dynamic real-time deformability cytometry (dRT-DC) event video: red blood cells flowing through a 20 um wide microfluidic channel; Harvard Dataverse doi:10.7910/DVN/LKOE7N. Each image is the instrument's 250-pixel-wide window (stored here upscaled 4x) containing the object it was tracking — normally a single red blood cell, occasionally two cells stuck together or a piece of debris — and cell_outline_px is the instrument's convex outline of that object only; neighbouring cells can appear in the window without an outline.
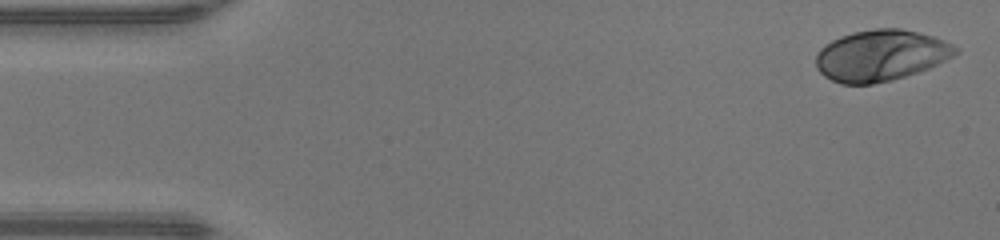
{"species": "human", "species_latin": "Homo sapiens", "temperature_condition": "warm", "stored_images_in_passage": 46, "camera_frame_rate_fps": 3000, "um_per_image_px": 0.085, "donor": {"sex": "male"}, "frame": {"image": 1, "passage_image": 1, "time_ms": 0.0, "image_size_px": [1000, 240], "cell_outline_px": [[960, 52], [928, 68], [892, 80], [872, 84], [840, 84], [824, 76], [816, 68], [816, 56], [820, 48], [824, 44], [840, 36], [852, 32], [876, 28], [900, 28], [920, 32], [944, 40], [960, 48]], "centroid_in_image_um": [74.85, 4.7], "position_along_channel_um": 10.1, "area_um2": 41.67}}
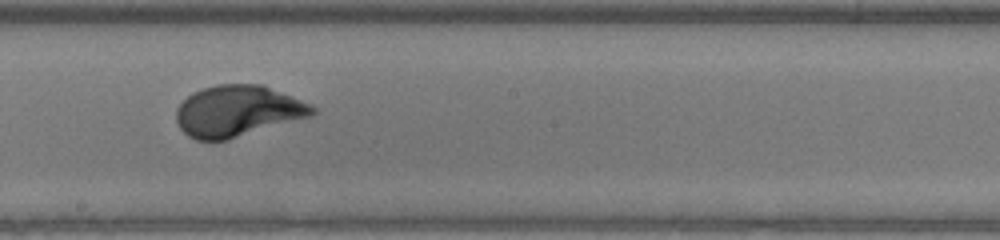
{"frame": {"image": 2, "passage_image": 25, "time_ms": 8.0, "image_size_px": [1000, 240], "cell_outline_px": [[316, 112], [312, 116], [228, 140], [196, 140], [188, 136], [180, 128], [176, 120], [176, 108], [192, 92], [216, 84], [260, 84], [308, 104], [316, 108]], "centroid_in_image_um": [20.16, 9.45], "position_along_channel_um": 228.0, "area_um2": 40.29}}
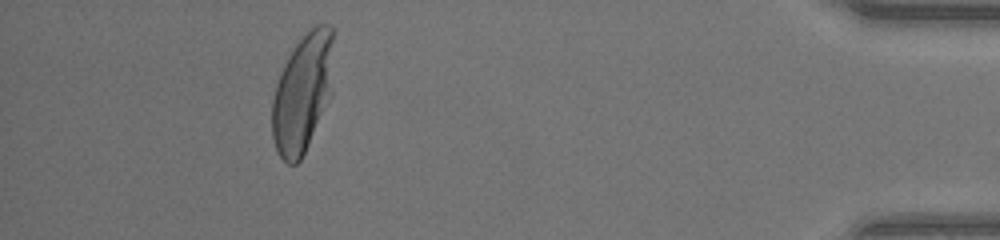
{"frame": {"image": 3, "passage_image": 42, "time_ms": 13.667, "image_size_px": [1000, 240], "cell_outline_px": [[332, 96], [300, 160], [296, 164], [288, 164], [276, 152], [272, 136], [272, 100], [276, 84], [280, 72], [292, 48], [316, 24], [328, 24], [332, 28]], "centroid_in_image_um": [25.71, 7.92], "position_along_channel_um": 409.5, "area_um2": 42.43}, "authors_computed_cell_mechanics": {"area_um2": 40.6623, "velocity_mm_per_s": 4.3432, "shape_relaxation_time_tau1_ms": 2.9369, "shape_relaxation_time_tau2_ms": null, "deformation_change_tau1": 0.2018, "deformation_change_tau2": null}}